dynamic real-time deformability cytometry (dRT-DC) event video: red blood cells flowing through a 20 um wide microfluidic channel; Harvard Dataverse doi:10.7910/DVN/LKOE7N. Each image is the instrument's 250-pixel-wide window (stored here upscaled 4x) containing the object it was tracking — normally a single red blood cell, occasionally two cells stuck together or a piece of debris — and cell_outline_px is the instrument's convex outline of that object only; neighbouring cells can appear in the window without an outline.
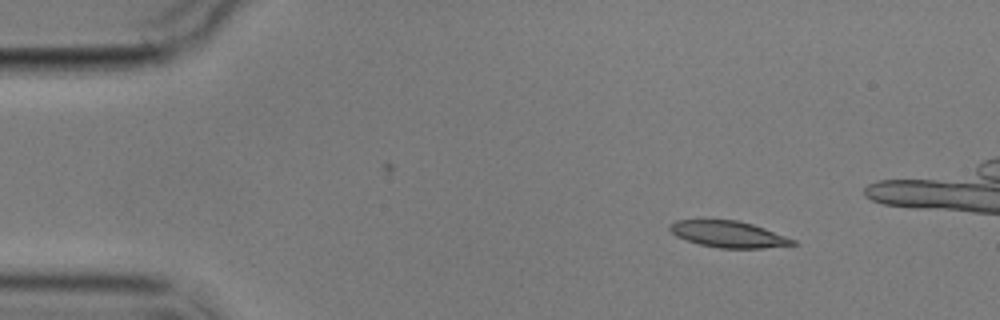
{"species": "common noctule bat (a hibernating species)", "species_latin": "Nyctalus noctula", "temperature_condition": "cold", "stored_images_in_passage": 12, "camera_frame_rate_fps": 3000, "um_per_image_px": 0.085, "animal": {"sex": "male", "body_mass_g": 17.9}, "frame": {"image": 1, "passage_image": 1, "time_ms": 0.0, "image_size_px": [1000, 320], "cell_outline_px": [[800, 244], [764, 248], [720, 248], [700, 244], [676, 236], [668, 228], [668, 224], [676, 220], [736, 220], [752, 224], [764, 228], [796, 240]], "centroid_in_image_um": [61.93, 19.91], "position_along_channel_um": 23.1, "area_um2": 18.84}}
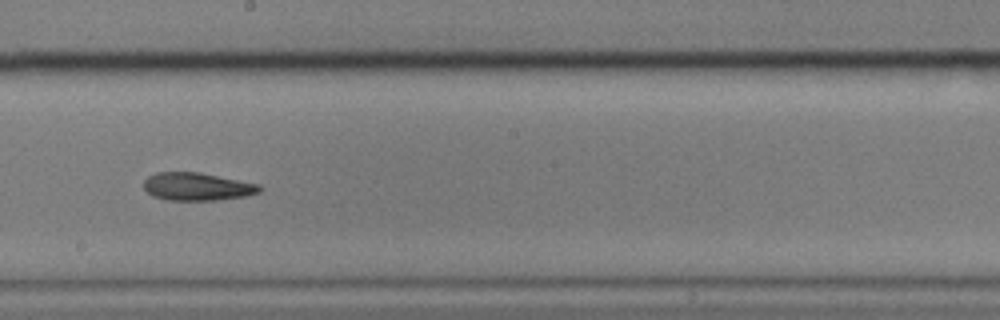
{"frame": {"image": 2, "passage_image": 7, "time_ms": 8.0, "image_size_px": [1000, 320], "cell_outline_px": [[264, 188], [260, 192], [248, 196], [220, 200], [168, 200], [152, 196], [144, 188], [144, 180], [148, 176], [156, 172], [200, 172], [260, 184]], "centroid_in_image_um": [16.8, 15.86], "position_along_channel_um": 231.4, "area_um2": 19.07}}
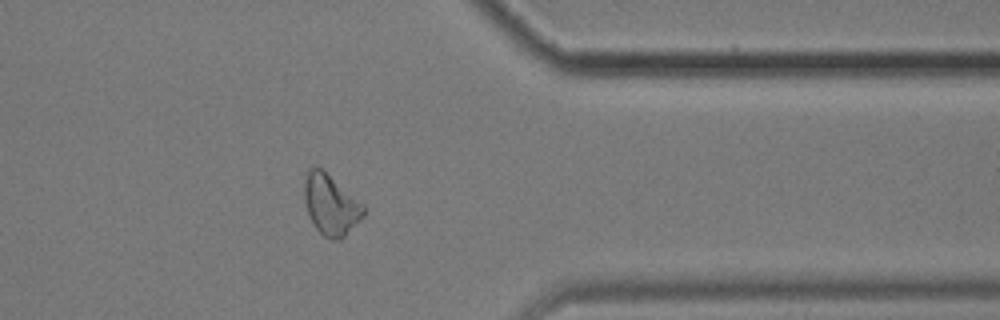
{"frame": {"image": 3, "passage_image": 11, "time_ms": 12.667, "image_size_px": [1000, 320], "cell_outline_px": [[368, 208], [364, 216], [340, 240], [332, 240], [324, 236], [316, 228], [308, 212], [304, 200], [304, 180], [308, 172], [312, 168], [320, 168], [364, 204]], "centroid_in_image_um": [28.15, 17.43], "position_along_channel_um": 383.3, "area_um2": 20.58}}